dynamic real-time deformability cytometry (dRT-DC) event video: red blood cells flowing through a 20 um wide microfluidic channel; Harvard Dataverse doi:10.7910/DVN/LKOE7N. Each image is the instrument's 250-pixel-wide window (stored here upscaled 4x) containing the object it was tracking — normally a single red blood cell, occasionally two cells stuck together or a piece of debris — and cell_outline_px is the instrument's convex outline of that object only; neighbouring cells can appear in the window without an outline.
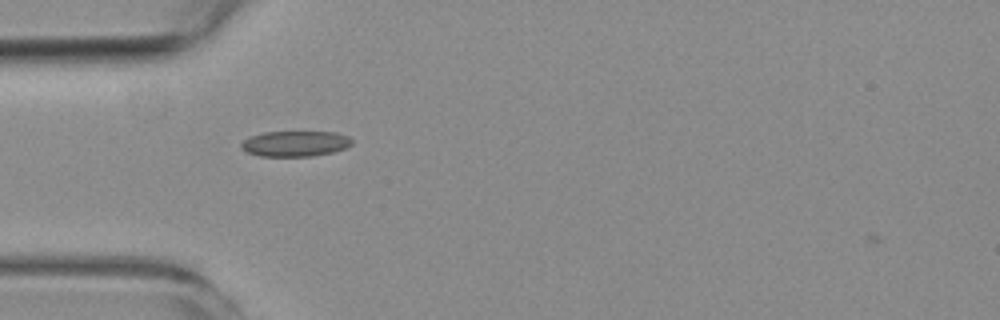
{"species": "common noctule bat (a hibernating species)", "species_latin": "Nyctalus noctula", "temperature_condition": "room temperature", "stored_images_in_passage": 2, "camera_frame_rate_fps": 3000, "um_per_image_px": 0.085, "animal": {"sex": "female", "body_mass_g": 19.3, "forearm_length_mm": 54.1}, "frame": {"image": 1, "passage_image": 1, "time_ms": 0.0, "image_size_px": [1000, 320], "cell_outline_px": [[352, 144], [344, 148], [332, 152], [312, 156], [260, 156], [248, 152], [240, 148], [240, 144], [244, 140], [252, 136], [264, 132], [336, 132], [348, 136], [352, 140]], "centroid_in_image_um": [25.09, 12.21], "position_along_channel_um": 59.9, "area_um2": 16.36}}
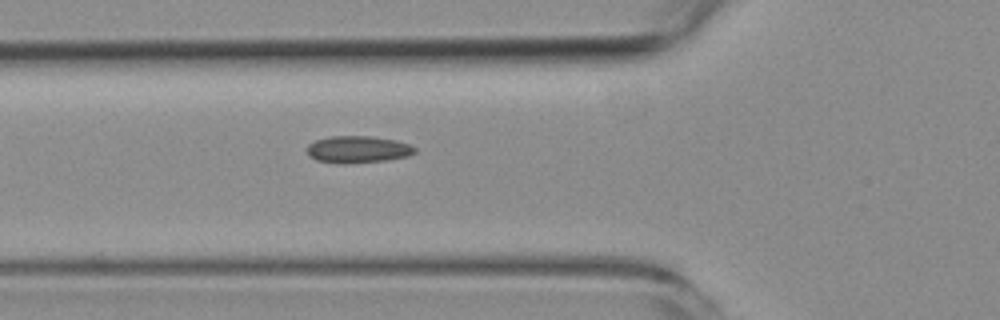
{"frame": {"image": 2, "passage_image": 2, "time_ms": 1.0, "image_size_px": [1000, 320], "cell_outline_px": [[416, 152], [408, 156], [388, 160], [344, 164], [336, 164], [316, 160], [308, 156], [308, 144], [316, 140], [332, 136], [368, 136], [396, 140], [408, 144], [416, 148]], "centroid_in_image_um": [30.41, 12.71], "position_along_channel_um": 95.4, "area_um2": 17.05}}